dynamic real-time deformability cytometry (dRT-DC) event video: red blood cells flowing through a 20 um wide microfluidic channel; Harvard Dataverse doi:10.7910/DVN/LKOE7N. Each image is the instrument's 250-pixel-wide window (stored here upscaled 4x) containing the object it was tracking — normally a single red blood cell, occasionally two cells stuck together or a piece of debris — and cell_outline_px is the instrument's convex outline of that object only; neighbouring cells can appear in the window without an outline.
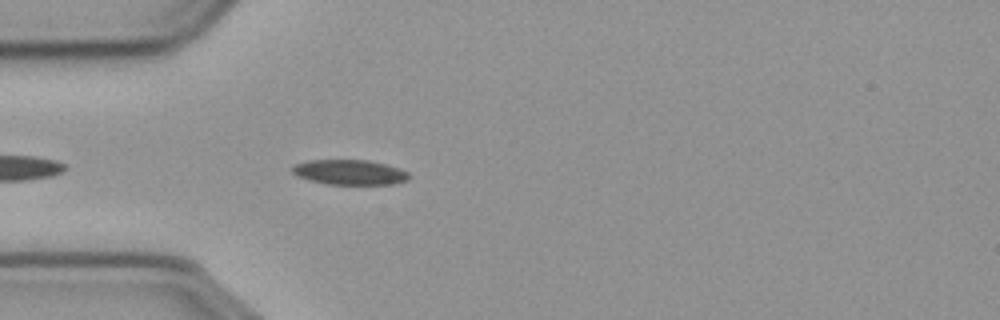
{"species": "common noctule bat (a hibernating species)", "species_latin": "Nyctalus noctula", "temperature_condition": "cold", "stored_images_in_passage": 8, "camera_frame_rate_fps": 3000, "um_per_image_px": 0.085, "animal": {"sex": "male", "body_mass_g": 23.1, "forearm_length_mm": 52.7}, "frame": {"image": 1, "passage_image": 4, "time_ms": 1.0, "image_size_px": [1000, 320], "cell_outline_px": [[408, 180], [392, 184], [328, 184], [308, 180], [296, 176], [292, 172], [292, 168], [296, 164], [308, 160], [368, 160], [400, 168], [408, 172]], "centroid_in_image_um": [29.7, 14.64], "position_along_channel_um": 55.3, "area_um2": 16.94}}